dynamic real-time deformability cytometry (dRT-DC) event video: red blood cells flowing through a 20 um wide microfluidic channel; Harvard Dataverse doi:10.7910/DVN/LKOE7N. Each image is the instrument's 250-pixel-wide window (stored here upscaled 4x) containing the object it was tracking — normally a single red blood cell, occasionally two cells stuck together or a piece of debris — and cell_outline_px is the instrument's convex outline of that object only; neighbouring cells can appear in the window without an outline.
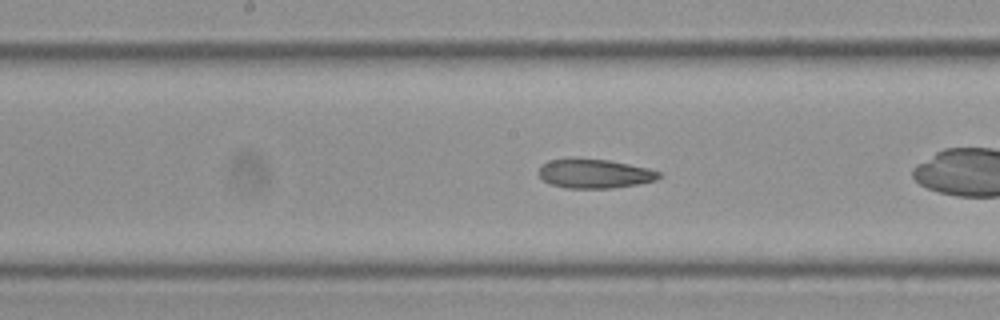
{"species": "Egyptian fruit bat (a non-hibernating species)", "species_latin": "Rousettus aegyptiacus", "temperature_condition": "cold", "stored_images_in_passage": 41, "camera_frame_rate_fps": 3000, "um_per_image_px": 0.085, "frame": {"image": 1, "passage_image": 12, "time_ms": 3.667, "image_size_px": [1000, 320], "cell_outline_px": [[660, 176], [656, 180], [640, 184], [612, 188], [568, 188], [548, 184], [540, 176], [540, 164], [548, 160], [608, 160], [648, 168], [660, 172]], "centroid_in_image_um": [50.56, 14.79], "position_along_channel_um": 197.6, "area_um2": 20.0}, "authors_computed_cell_mechanics": {"area_um2": 21.5594, "velocity_mm_per_s": 3.5139, "shape_relaxation_time_tau1_ms": null, "shape_relaxation_time_tau2_ms": 5.2421, "deformation_change_tau1": null, "deformation_change_tau2": 0.1151}}